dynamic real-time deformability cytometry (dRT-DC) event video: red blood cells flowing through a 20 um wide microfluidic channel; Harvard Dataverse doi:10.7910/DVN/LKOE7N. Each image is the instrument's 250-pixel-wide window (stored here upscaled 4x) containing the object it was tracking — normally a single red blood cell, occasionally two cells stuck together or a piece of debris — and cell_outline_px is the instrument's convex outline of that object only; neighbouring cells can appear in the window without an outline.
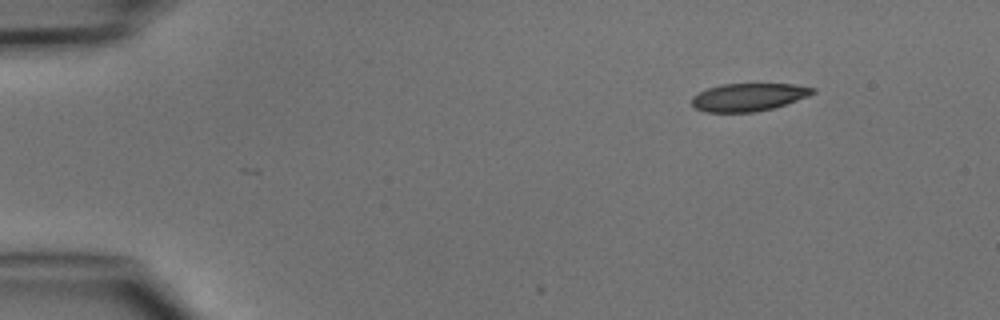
{"species": "common noctule bat (a hibernating species)", "species_latin": "Nyctalus noctula", "temperature_condition": "cold", "stored_images_in_passage": 3, "camera_frame_rate_fps": 3000, "um_per_image_px": 0.085, "animal": {"sex": "male", "body_mass_g": 15.6}, "frame": {"image": 1, "passage_image": 1, "time_ms": 0.0, "image_size_px": [1000, 320], "cell_outline_px": [[816, 92], [808, 96], [772, 108], [756, 112], [704, 112], [696, 108], [692, 104], [692, 96], [708, 88], [724, 84], [792, 84], [816, 88]], "centroid_in_image_um": [63.62, 8.26], "position_along_channel_um": 21.4, "area_um2": 19.42}}